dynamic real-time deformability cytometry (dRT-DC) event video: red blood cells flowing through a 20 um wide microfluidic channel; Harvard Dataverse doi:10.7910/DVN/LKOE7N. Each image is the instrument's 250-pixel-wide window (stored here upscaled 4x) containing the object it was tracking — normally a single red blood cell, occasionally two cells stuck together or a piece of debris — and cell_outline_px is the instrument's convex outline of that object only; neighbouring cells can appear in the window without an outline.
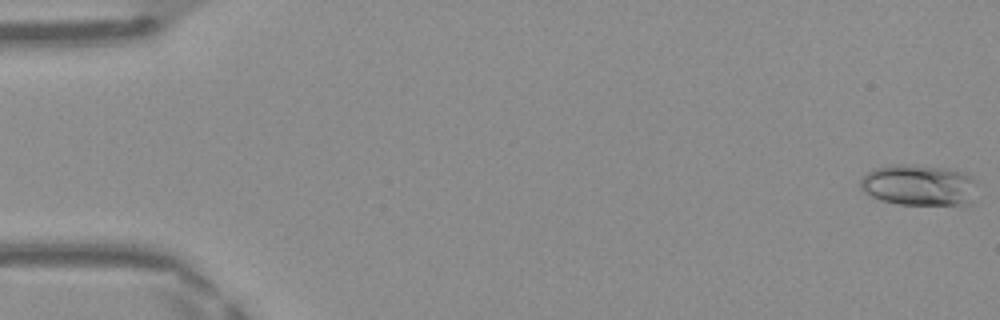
{"species": "Egyptian fruit bat (a non-hibernating species)", "species_latin": "Rousettus aegyptiacus", "temperature_condition": "warm", "stored_images_in_passage": 49, "camera_frame_rate_fps": 3000, "um_per_image_px": 0.085, "frame": {"image": 1, "passage_image": 1, "time_ms": 0.0, "image_size_px": [1000, 320], "cell_outline_px": [[976, 180], [972, 204], [964, 208], [900, 204], [880, 200], [868, 196], [860, 188], [860, 180], [868, 172], [876, 168], [892, 164], [908, 164], [948, 168], [964, 172], [972, 176]], "centroid_in_image_um": [78.18, 15.79], "position_along_channel_um": 6.8, "area_um2": 29.19}}
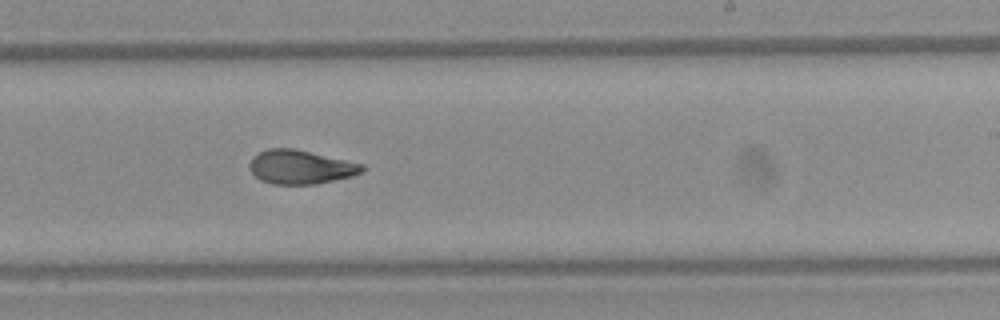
{"frame": {"image": 2, "passage_image": 30, "time_ms": 9.667, "image_size_px": [1000, 320], "cell_outline_px": [[368, 168], [352, 176], [316, 184], [272, 184], [260, 180], [252, 172], [248, 164], [252, 156], [268, 148], [296, 148], [364, 164]], "centroid_in_image_um": [25.55, 14.18], "position_along_channel_um": 263.4, "area_um2": 22.43}}
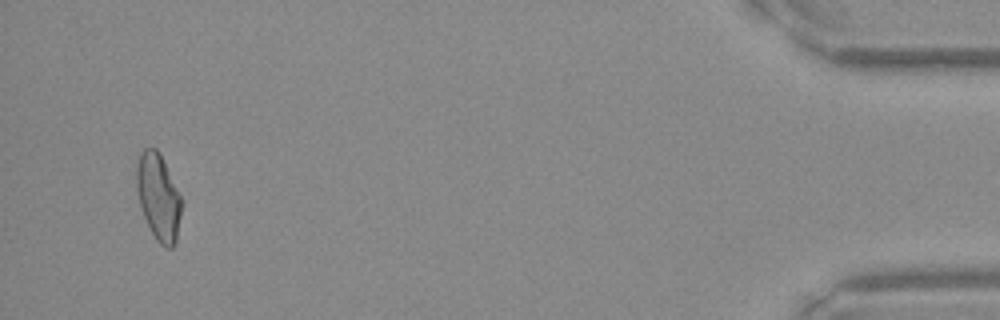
{"frame": {"image": 3, "passage_image": 47, "time_ms": 15.333, "image_size_px": [1000, 320], "cell_outline_px": [[184, 200], [176, 240], [172, 248], [168, 248], [160, 244], [156, 240], [140, 208], [136, 188], [136, 164], [140, 152], [144, 148], [156, 148], [160, 152]], "centroid_in_image_um": [13.48, 16.71], "position_along_channel_um": 421.7, "area_um2": 23.18}, "authors_computed_cell_mechanics": {"area_um2": 23.0044, "velocity_mm_per_s": 4.1837, "shape_relaxation_time_tau1_ms": null, "shape_relaxation_time_tau2_ms": 1.8413, "deformation_change_tau1": null, "deformation_change_tau2": 0.0918}}